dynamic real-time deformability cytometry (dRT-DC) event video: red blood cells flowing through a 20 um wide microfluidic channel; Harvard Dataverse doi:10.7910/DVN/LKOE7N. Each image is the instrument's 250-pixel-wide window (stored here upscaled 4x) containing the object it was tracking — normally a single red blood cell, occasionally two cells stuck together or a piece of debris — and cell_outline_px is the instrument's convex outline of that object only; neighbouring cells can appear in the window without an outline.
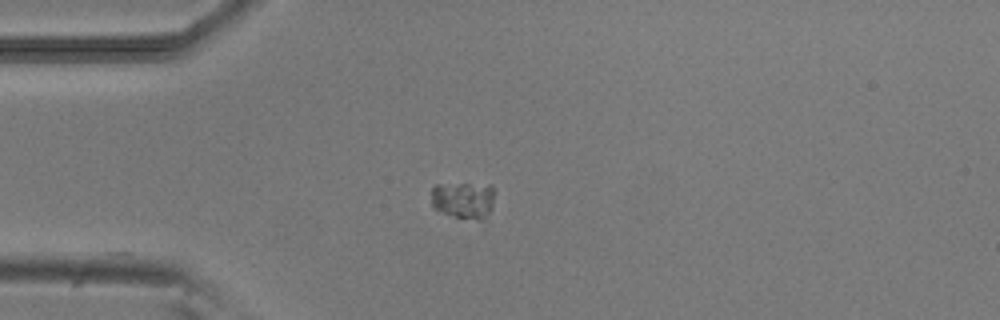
{"species": "common noctule bat (a hibernating species)", "species_latin": "Nyctalus noctula", "temperature_condition": "room temperature", "stored_images_in_passage": 41, "camera_frame_rate_fps": 3000, "um_per_image_px": 0.085, "animal": {"sex": "male", "body_mass_g": 20.5, "forearm_length_mm": 52.5}, "frame": {"image": 1, "passage_image": 1, "time_ms": 0.0, "image_size_px": [1000, 320], "cell_outline_px": [[492, 208], [484, 228], [432, 208], [432, 188], [436, 184], [492, 184]], "centroid_in_image_um": [39.46, 17.13], "position_along_channel_um": 45.5, "area_um2": 14.68}}
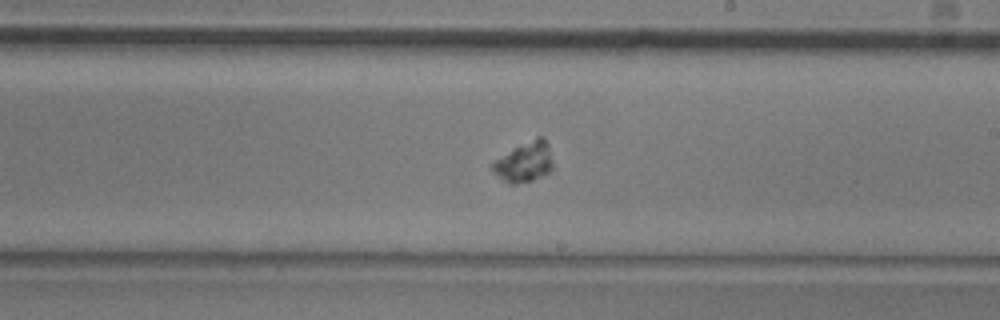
{"frame": {"image": 2, "passage_image": 18, "time_ms": 5.667, "image_size_px": [1000, 320], "cell_outline_px": [[552, 168], [544, 176], [532, 180], [516, 184], [508, 184], [492, 168], [492, 164], [496, 160], [536, 136], [540, 136], [548, 144], [552, 160]], "centroid_in_image_um": [44.63, 13.79], "position_along_channel_um": 244.4, "area_um2": 13.53}}
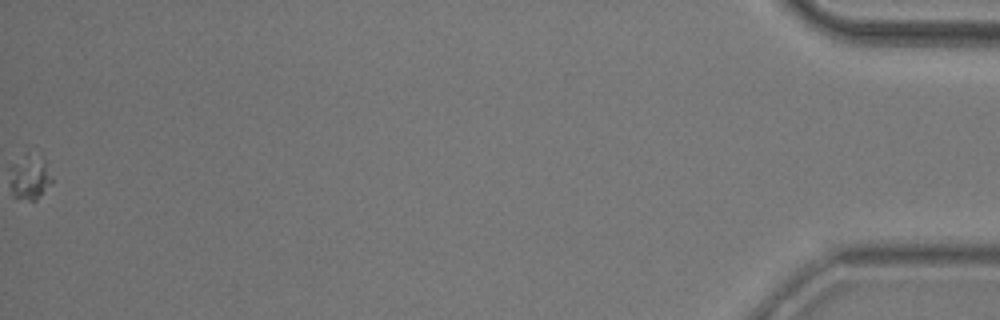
{"frame": {"image": 3, "passage_image": 41, "time_ms": 13.333, "image_size_px": [1000, 320], "cell_outline_px": [[52, 184], [36, 200], [28, 200], [12, 196], [12, 164], [24, 156], [44, 160], [52, 180]], "centroid_in_image_um": [2.55, 15.16], "position_along_channel_um": 432.6, "area_um2": 10.12}, "authors_computed_cell_mechanics": {"area_um2": 13.4674, "velocity_mm_per_s": 3.7868, "shape_relaxation_time_tau1_ms": 3.2632, "shape_relaxation_time_tau2_ms": null, "deformation_change_tau1": 0.0492, "deformation_change_tau2": null}}